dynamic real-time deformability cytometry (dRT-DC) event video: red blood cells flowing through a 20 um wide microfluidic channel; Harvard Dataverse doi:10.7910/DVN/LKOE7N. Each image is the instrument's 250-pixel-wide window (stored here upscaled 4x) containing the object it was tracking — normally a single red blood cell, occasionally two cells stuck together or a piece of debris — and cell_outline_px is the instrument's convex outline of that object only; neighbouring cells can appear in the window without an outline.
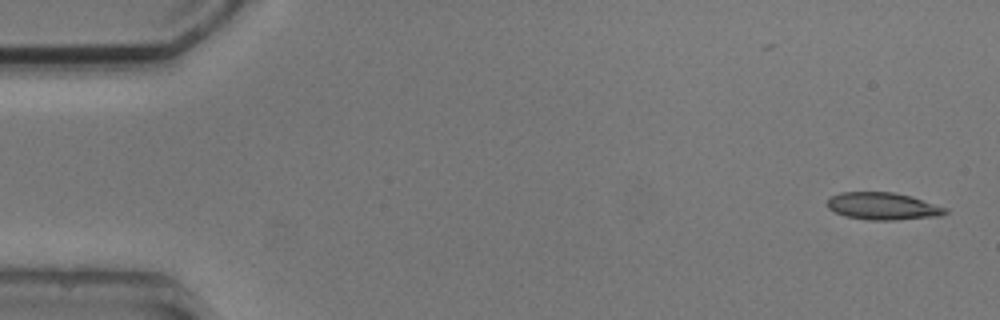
{"species": "common noctule bat (a hibernating species)", "species_latin": "Nyctalus noctula", "temperature_condition": "cold", "stored_images_in_passage": 5, "camera_frame_rate_fps": 3000, "um_per_image_px": 0.085, "animal": {"sex": "male", "body_mass_g": 20.5, "forearm_length_mm": 52.5}, "frame": {"image": 1, "passage_image": 1, "time_ms": 0.0, "image_size_px": [1000, 320], "cell_outline_px": [[948, 212], [940, 216], [896, 220], [868, 220], [844, 216], [828, 208], [828, 200], [832, 196], [840, 192], [892, 192], [912, 196], [948, 208]], "centroid_in_image_um": [75.08, 17.53], "position_along_channel_um": 9.9, "area_um2": 18.84}}
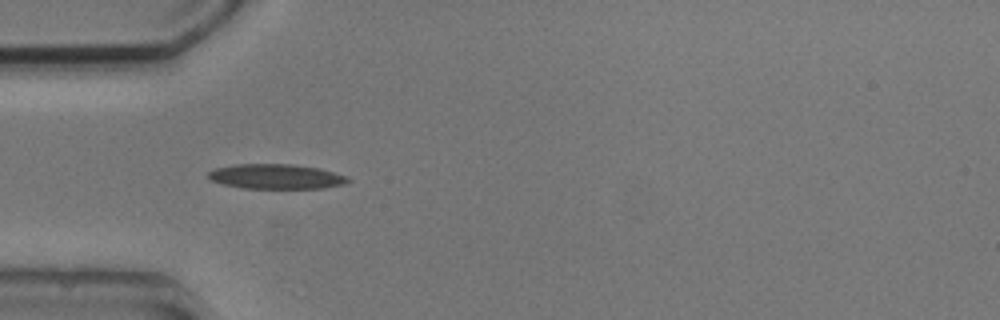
{"frame": {"image": 2, "passage_image": 5, "time_ms": 4.667, "image_size_px": [1000, 320], "cell_outline_px": [[352, 180], [344, 184], [324, 188], [244, 188], [224, 184], [212, 180], [208, 176], [208, 172], [216, 168], [236, 164], [292, 164], [320, 168], [348, 176]], "centroid_in_image_um": [23.53, 15.0], "position_along_channel_um": 61.5, "area_um2": 20.17}}